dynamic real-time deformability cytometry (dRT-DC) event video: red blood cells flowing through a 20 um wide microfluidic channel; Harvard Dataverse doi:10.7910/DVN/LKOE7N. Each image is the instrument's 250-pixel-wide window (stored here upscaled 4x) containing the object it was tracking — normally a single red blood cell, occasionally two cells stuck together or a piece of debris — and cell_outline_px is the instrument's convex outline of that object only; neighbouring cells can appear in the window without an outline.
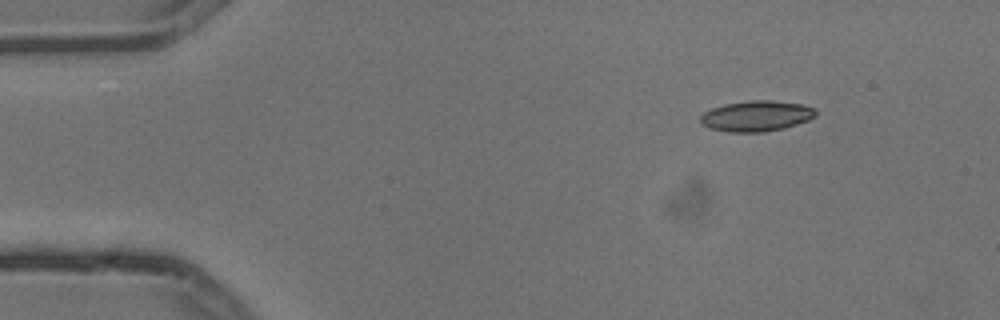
{"species": "common noctule bat (a hibernating species)", "species_latin": "Nyctalus noctula", "temperature_condition": "cold", "stored_images_in_passage": 4, "camera_frame_rate_fps": 3000, "um_per_image_px": 0.085, "animal": {"sex": "male", "body_mass_g": 13.3}, "frame": {"image": 1, "passage_image": 1, "time_ms": 0.0, "image_size_px": [1000, 320], "cell_outline_px": [[816, 116], [808, 120], [784, 128], [764, 132], [728, 132], [712, 128], [704, 124], [700, 120], [700, 116], [704, 112], [712, 108], [724, 104], [752, 100], [772, 100], [804, 104], [812, 108], [816, 112]], "centroid_in_image_um": [64.31, 9.85], "position_along_channel_um": 20.7, "area_um2": 20.46}}